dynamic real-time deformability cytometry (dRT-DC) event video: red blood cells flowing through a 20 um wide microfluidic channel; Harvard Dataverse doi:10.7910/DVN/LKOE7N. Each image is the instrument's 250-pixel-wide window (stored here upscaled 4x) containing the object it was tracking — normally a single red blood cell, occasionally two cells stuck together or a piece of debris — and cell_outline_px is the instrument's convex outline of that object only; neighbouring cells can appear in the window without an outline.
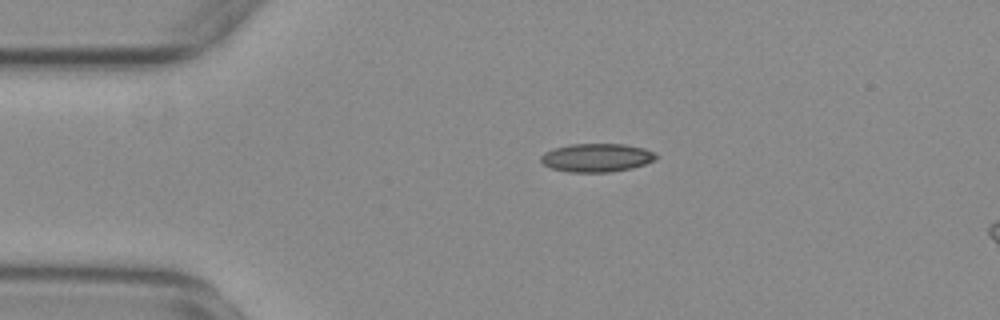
{"species": "common noctule bat (a hibernating species)", "species_latin": "Nyctalus noctula", "temperature_condition": "warm", "stored_images_in_passage": 45, "camera_frame_rate_fps": 3000, "um_per_image_px": 0.085, "animal": {"sex": "female", "body_mass_g": 29.2, "forearm_length_mm": 56.3}, "frame": {"image": 1, "passage_image": 1, "time_ms": 0.0, "image_size_px": [1000, 320], "cell_outline_px": [[660, 156], [656, 160], [632, 168], [608, 172], [568, 172], [552, 168], [544, 164], [540, 160], [540, 156], [544, 152], [556, 148], [572, 144], [624, 144], [644, 148], [656, 152]], "centroid_in_image_um": [50.77, 13.4], "position_along_channel_um": 34.2, "area_um2": 19.13}}
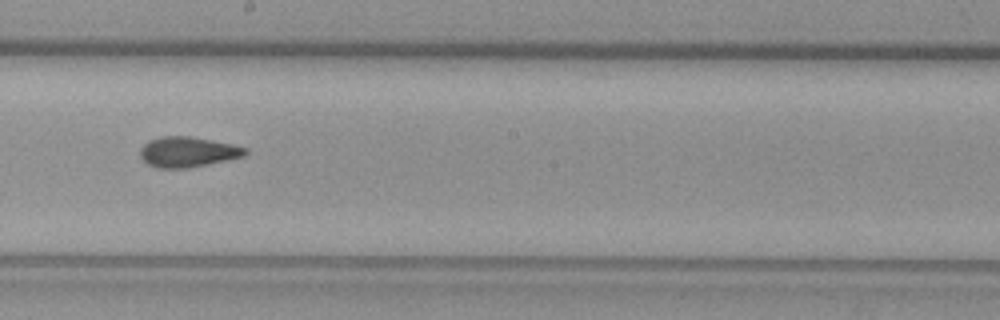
{"frame": {"image": 2, "passage_image": 20, "time_ms": 6.333, "image_size_px": [1000, 320], "cell_outline_px": [[248, 152], [244, 156], [188, 168], [156, 168], [148, 164], [140, 156], [140, 148], [148, 140], [160, 136], [188, 136], [212, 140], [232, 144], [248, 148]], "centroid_in_image_um": [15.94, 12.91], "position_along_channel_um": 232.3, "area_um2": 18.55}}
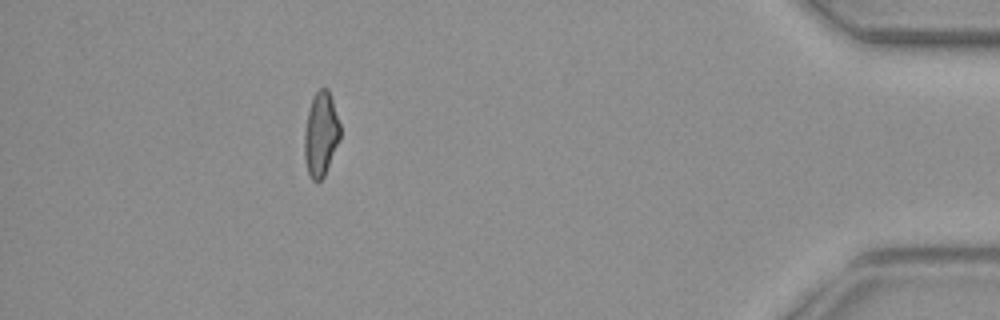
{"frame": {"image": 3, "passage_image": 39, "time_ms": 12.667, "image_size_px": [1000, 320], "cell_outline_px": [[340, 136], [324, 176], [320, 180], [312, 180], [308, 172], [304, 156], [304, 132], [308, 112], [312, 100], [316, 92], [320, 88], [328, 88], [340, 124]], "centroid_in_image_um": [27.26, 11.39], "position_along_channel_um": 407.9, "area_um2": 17.17}, "authors_computed_cell_mechanics": {"area_um2": 18.207, "velocity_mm_per_s": 3.7219, "shape_relaxation_time_tau1_ms": null, "shape_relaxation_time_tau2_ms": 2.6725, "deformation_change_tau1": null, "deformation_change_tau2": 0.109}}